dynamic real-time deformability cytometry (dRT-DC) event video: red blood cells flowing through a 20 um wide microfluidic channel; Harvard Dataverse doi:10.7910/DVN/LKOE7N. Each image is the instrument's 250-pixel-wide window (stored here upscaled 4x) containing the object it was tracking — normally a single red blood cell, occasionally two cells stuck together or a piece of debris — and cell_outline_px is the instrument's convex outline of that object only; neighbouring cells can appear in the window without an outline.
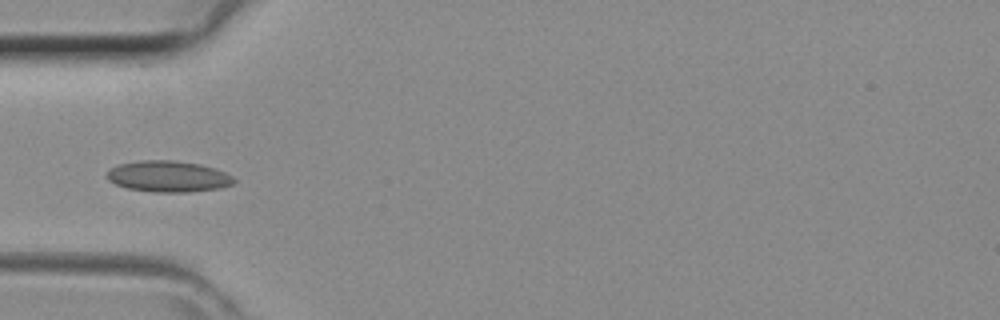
{"species": "common noctule bat (a hibernating species)", "species_latin": "Nyctalus noctula", "temperature_condition": "room temperature", "stored_images_in_passage": 25, "camera_frame_rate_fps": 3000, "um_per_image_px": 0.085, "animal": {"sex": "female", "body_mass_g": 29.2, "forearm_length_mm": 56.3}, "frame": {"image": 1, "passage_image": 1, "time_ms": 0.0, "image_size_px": [1000, 320], "cell_outline_px": [[236, 180], [232, 184], [220, 188], [188, 192], [152, 192], [128, 188], [116, 184], [108, 180], [104, 176], [112, 168], [120, 164], [140, 160], [172, 160], [200, 164], [224, 172], [232, 176]], "centroid_in_image_um": [14.28, 15.0], "position_along_channel_um": 70.7, "area_um2": 22.95}}
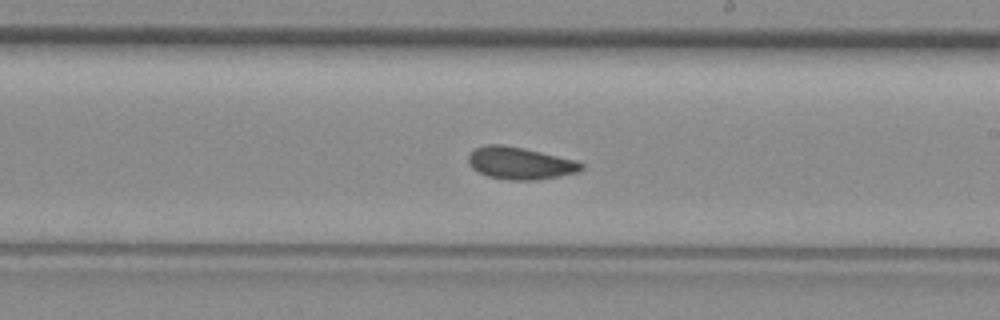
{"frame": {"image": 2, "passage_image": 12, "time_ms": 3.667, "image_size_px": [1000, 320], "cell_outline_px": [[584, 168], [580, 172], [560, 176], [536, 180], [508, 180], [488, 176], [472, 168], [468, 164], [468, 156], [476, 148], [488, 144], [500, 144], [524, 148], [576, 160], [584, 164]], "centroid_in_image_um": [44.24, 13.88], "position_along_channel_um": 244.8, "area_um2": 21.27}}
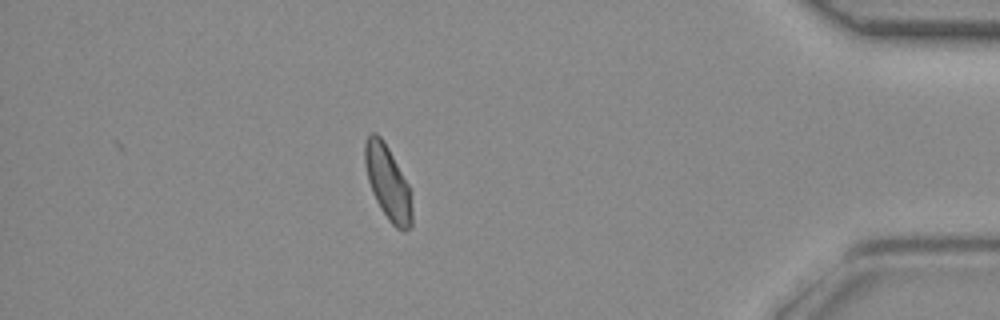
{"frame": {"image": 3, "passage_image": 25, "time_ms": 8.0, "image_size_px": [1000, 320], "cell_outline_px": [[412, 228], [404, 232], [400, 232], [388, 220], [380, 208], [372, 192], [368, 180], [364, 164], [364, 144], [368, 136], [372, 132], [376, 132], [380, 136], [388, 148], [408, 184], [412, 192]], "centroid_in_image_um": [32.98, 15.58], "position_along_channel_um": 402.2, "area_um2": 20.63}}